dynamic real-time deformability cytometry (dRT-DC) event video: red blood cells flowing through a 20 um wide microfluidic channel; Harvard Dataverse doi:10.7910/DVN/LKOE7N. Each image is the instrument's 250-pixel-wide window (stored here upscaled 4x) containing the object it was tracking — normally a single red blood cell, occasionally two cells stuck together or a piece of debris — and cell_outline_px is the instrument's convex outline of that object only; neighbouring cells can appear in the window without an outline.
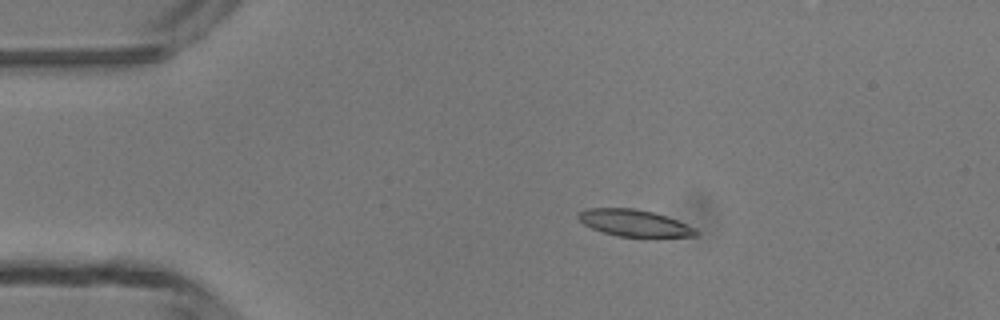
{"species": "common noctule bat (a hibernating species)", "species_latin": "Nyctalus noctula", "temperature_condition": "room temperature", "stored_images_in_passage": 3, "camera_frame_rate_fps": 3000, "um_per_image_px": 0.085, "animal": {"sex": "male", "body_mass_g": 13.3}, "frame": {"image": 1, "passage_image": 2, "time_ms": 2.0, "image_size_px": [1000, 320], "cell_outline_px": [[700, 232], [696, 236], [616, 236], [592, 228], [584, 224], [576, 216], [584, 208], [636, 208], [652, 212], [676, 220], [696, 228]], "centroid_in_image_um": [53.89, 18.94], "position_along_channel_um": 31.1, "area_um2": 18.03}}